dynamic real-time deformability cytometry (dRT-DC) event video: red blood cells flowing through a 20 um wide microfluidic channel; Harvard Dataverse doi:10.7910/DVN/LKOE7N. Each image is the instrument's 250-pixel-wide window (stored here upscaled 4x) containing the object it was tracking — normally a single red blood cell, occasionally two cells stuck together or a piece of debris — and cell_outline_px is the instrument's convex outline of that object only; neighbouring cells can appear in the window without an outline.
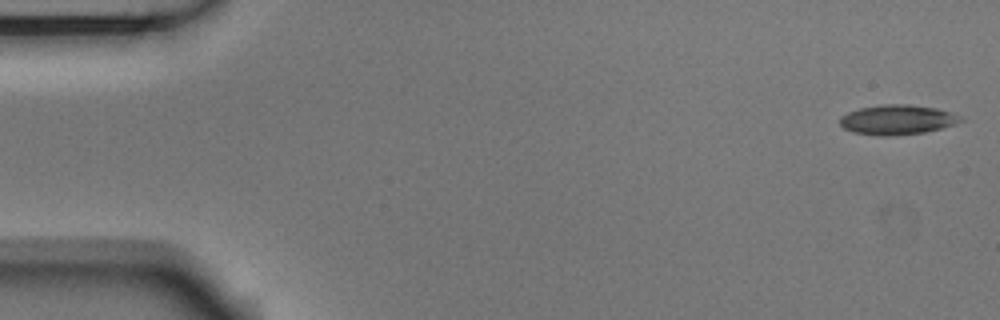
{"species": "Egyptian fruit bat (a non-hibernating species)", "species_latin": "Rousettus aegyptiacus", "temperature_condition": "room temperature", "stored_images_in_passage": 53, "camera_frame_rate_fps": 3000, "um_per_image_px": 0.085, "animal": {"sex": "male"}, "frame": {"image": 1, "passage_image": 1, "time_ms": 0.0, "image_size_px": [1000, 320], "cell_outline_px": [[964, 120], [956, 124], [924, 132], [888, 136], [880, 136], [852, 132], [844, 128], [840, 124], [840, 116], [848, 112], [860, 108], [880, 104], [908, 104], [936, 108], [960, 116]], "centroid_in_image_um": [76.24, 10.17], "position_along_channel_um": 8.8, "area_um2": 20.87}}
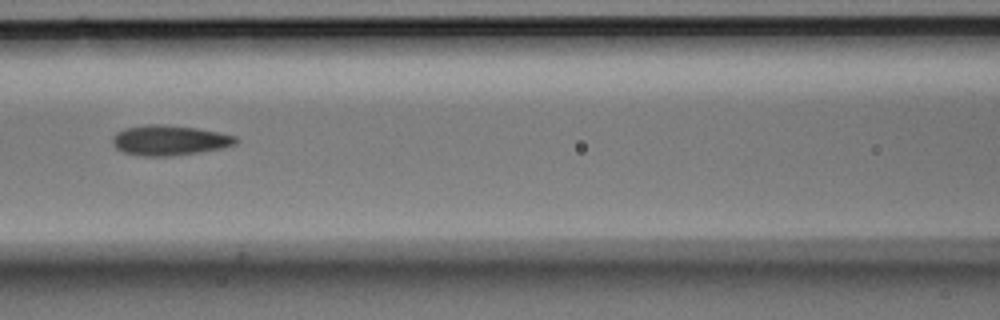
{"frame": {"image": 2, "passage_image": 23, "time_ms": 7.333, "image_size_px": [1000, 320], "cell_outline_px": [[240, 140], [236, 144], [224, 148], [200, 152], [172, 156], [140, 156], [124, 152], [116, 148], [112, 144], [112, 136], [116, 132], [124, 128], [144, 124], [160, 124], [196, 128], [236, 136]], "centroid_in_image_um": [14.39, 11.93], "position_along_channel_um": 152.2, "area_um2": 21.85}}
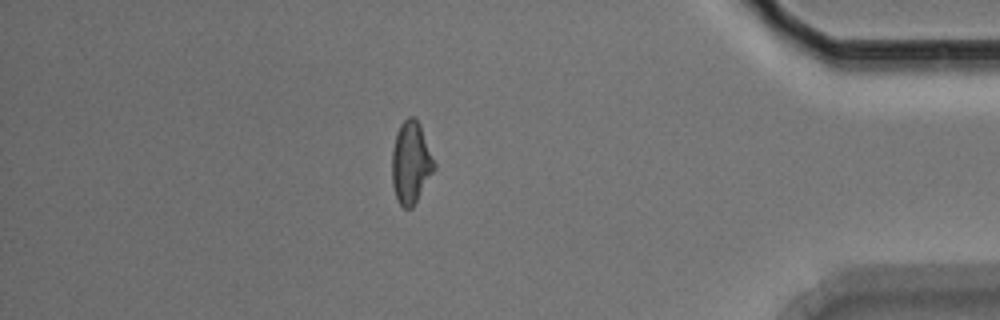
{"frame": {"image": 3, "passage_image": 46, "time_ms": 15.0, "image_size_px": [1000, 320], "cell_outline_px": [[436, 168], [412, 208], [404, 208], [400, 204], [396, 196], [392, 184], [392, 148], [396, 132], [400, 124], [408, 116], [412, 116], [420, 124], [436, 164]], "centroid_in_image_um": [34.92, 13.81], "position_along_channel_um": 400.3, "area_um2": 20.23}, "authors_computed_cell_mechanics": {"area_um2": 20.7502, "velocity_mm_per_s": 3.7303, "shape_relaxation_time_tau1_ms": 5.2585, "shape_relaxation_time_tau2_ms": 2.7816, "deformation_change_tau1": 0.1559, "deformation_change_tau2": 0.1189}}